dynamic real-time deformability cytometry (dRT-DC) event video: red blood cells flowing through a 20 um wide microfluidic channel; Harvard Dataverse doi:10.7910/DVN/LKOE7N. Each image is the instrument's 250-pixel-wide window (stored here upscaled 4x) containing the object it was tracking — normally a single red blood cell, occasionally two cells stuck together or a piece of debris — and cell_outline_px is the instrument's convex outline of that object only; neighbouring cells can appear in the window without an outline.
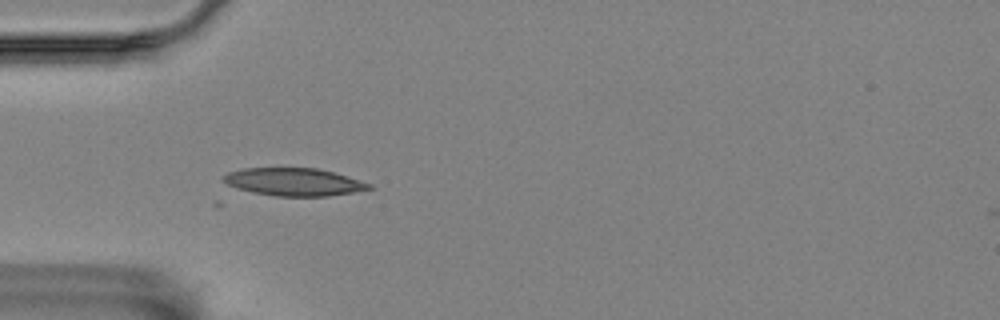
{"species": "Egyptian fruit bat (a non-hibernating species)", "species_latin": "Rousettus aegyptiacus", "temperature_condition": "room temperature", "stored_images_in_passage": 30, "camera_frame_rate_fps": 3000, "um_per_image_px": 0.085, "animal": {"sex": "female"}, "frame": {"image": 1, "passage_image": 2, "time_ms": 0.333, "image_size_px": [1000, 320], "cell_outline_px": [[372, 188], [352, 192], [328, 196], [276, 196], [252, 192], [236, 188], [228, 184], [220, 176], [228, 172], [244, 168], [316, 168], [332, 172], [372, 184]], "centroid_in_image_um": [24.93, 15.46], "position_along_channel_um": 60.1, "area_um2": 23.29}}
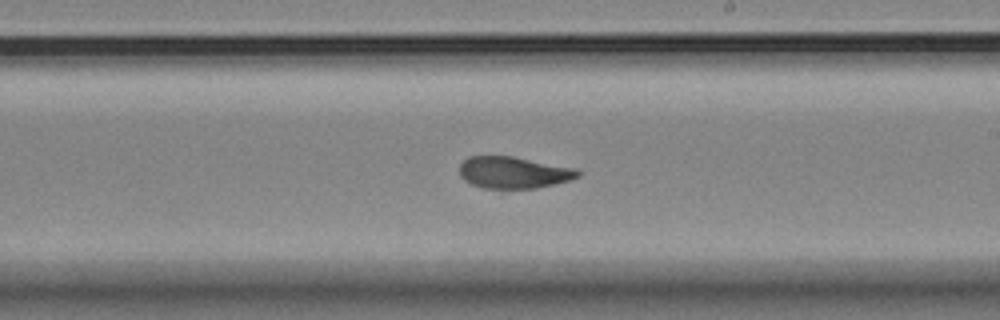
{"frame": {"image": 2, "passage_image": 18, "time_ms": 5.667, "image_size_px": [1000, 320], "cell_outline_px": [[580, 176], [572, 180], [536, 188], [480, 188], [464, 180], [460, 176], [460, 164], [468, 156], [512, 156], [576, 168], [580, 172]], "centroid_in_image_um": [43.66, 14.66], "position_along_channel_um": 245.3, "area_um2": 21.96}}
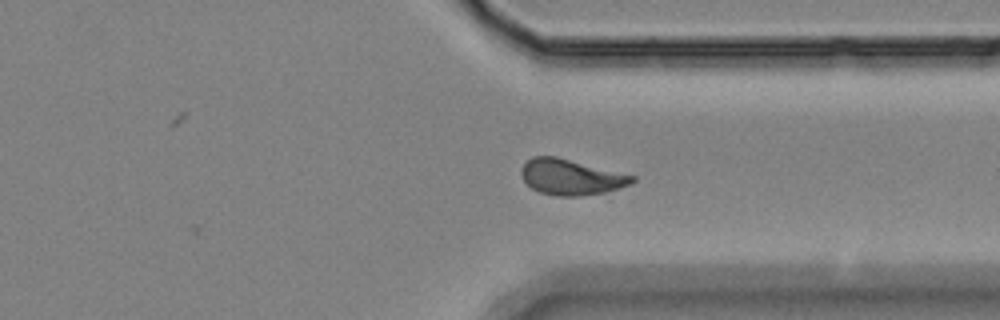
{"frame": {"image": 3, "passage_image": 28, "time_ms": 9.0, "image_size_px": [1000, 320], "cell_outline_px": [[636, 180], [632, 184], [620, 188], [604, 192], [580, 196], [556, 196], [540, 192], [532, 188], [524, 180], [520, 172], [520, 168], [532, 156], [556, 156], [636, 176]], "centroid_in_image_um": [48.55, 15.05], "position_along_channel_um": 362.9, "area_um2": 23.06}}